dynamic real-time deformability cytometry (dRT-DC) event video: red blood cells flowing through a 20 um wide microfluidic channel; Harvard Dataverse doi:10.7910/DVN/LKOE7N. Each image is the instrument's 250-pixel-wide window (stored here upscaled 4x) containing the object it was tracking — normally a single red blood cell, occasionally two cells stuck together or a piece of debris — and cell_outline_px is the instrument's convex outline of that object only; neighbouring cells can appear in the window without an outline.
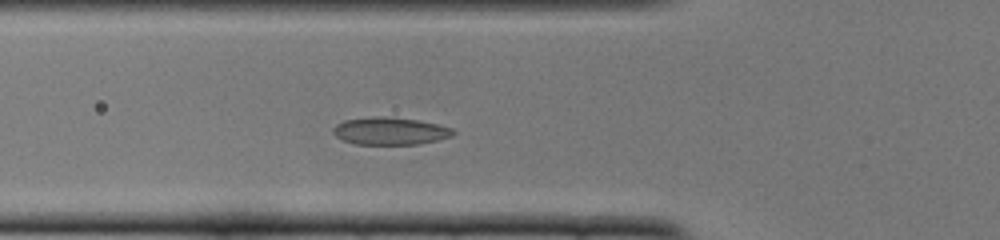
{"species": "common noctule bat (a hibernating species)", "species_latin": "Nyctalus noctula", "temperature_condition": "cold", "stored_images_in_passage": 44, "camera_frame_rate_fps": 3000, "um_per_image_px": 0.085, "animal": {"sex": "female", "body_mass_g": 22.0, "forearm_length_mm": 56.7}, "frame": {"image": 1, "passage_image": 11, "time_ms": 3.333, "image_size_px": [1000, 240], "cell_outline_px": [[456, 132], [452, 136], [420, 144], [356, 144], [344, 140], [336, 136], [332, 132], [332, 128], [336, 124], [344, 120], [372, 116], [380, 116], [420, 120], [452, 128]], "centroid_in_image_um": [33.14, 11.13], "position_along_channel_um": 92.7, "area_um2": 19.19}}
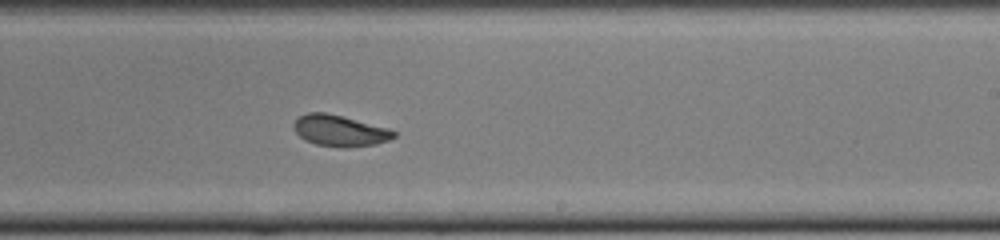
{"frame": {"image": 2, "passage_image": 24, "time_ms": 7.667, "image_size_px": [1000, 240], "cell_outline_px": [[396, 136], [388, 140], [376, 144], [344, 148], [336, 148], [316, 144], [304, 140], [296, 132], [292, 124], [300, 116], [308, 112], [324, 112], [344, 116], [388, 128], [396, 132]], "centroid_in_image_um": [28.87, 11.11], "position_along_channel_um": 260.1, "area_um2": 18.32}}
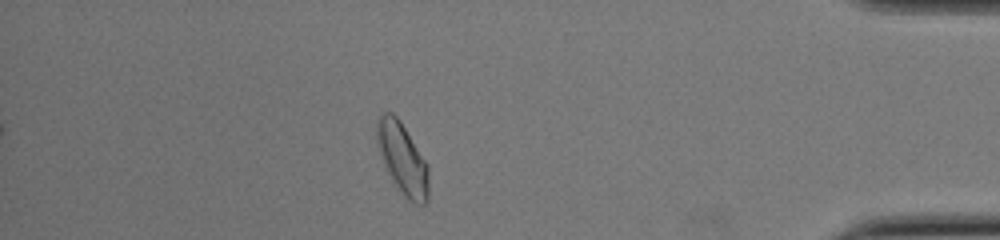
{"frame": {"image": 3, "passage_image": 38, "time_ms": 12.333, "image_size_px": [1000, 240], "cell_outline_px": [[428, 200], [424, 204], [416, 204], [408, 200], [404, 196], [392, 180], [384, 168], [376, 140], [376, 120], [384, 112], [392, 112], [400, 120], [428, 164]], "centroid_in_image_um": [34.19, 13.48], "position_along_channel_um": 401.0, "area_um2": 21.68}, "authors_computed_cell_mechanics": {"area_um2": 19.074, "velocity_mm_per_s": 3.8737, "shape_relaxation_time_tau1_ms": 7.2245, "shape_relaxation_time_tau2_ms": 1.135, "deformation_change_tau1": 0.1816, "deformation_change_tau2": 0.0572}}